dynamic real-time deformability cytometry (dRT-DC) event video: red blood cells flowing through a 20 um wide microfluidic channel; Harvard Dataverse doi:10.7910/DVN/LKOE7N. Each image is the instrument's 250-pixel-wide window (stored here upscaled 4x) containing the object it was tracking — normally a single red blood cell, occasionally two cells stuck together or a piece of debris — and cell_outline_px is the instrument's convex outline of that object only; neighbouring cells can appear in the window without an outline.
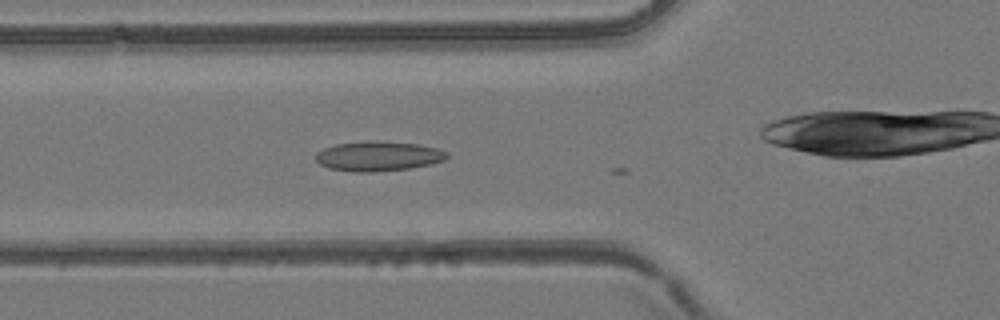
{"species": "common noctule bat (a hibernating species)", "species_latin": "Nyctalus noctula", "temperature_condition": "room temperature", "stored_images_in_passage": 10, "camera_frame_rate_fps": 3000, "um_per_image_px": 0.085, "animal": {"sex": "female", "body_mass_g": 24.6, "forearm_length_mm": 56.2}, "frame": {"image": 1, "passage_image": 6, "time_ms": 1.667, "image_size_px": [1000, 320], "cell_outline_px": [[448, 156], [444, 160], [428, 164], [408, 168], [372, 172], [352, 172], [328, 168], [320, 164], [316, 160], [316, 152], [324, 148], [336, 144], [368, 140], [420, 144], [440, 148], [448, 152]], "centroid_in_image_um": [32.14, 13.26], "position_along_channel_um": 93.7, "area_um2": 22.83}}
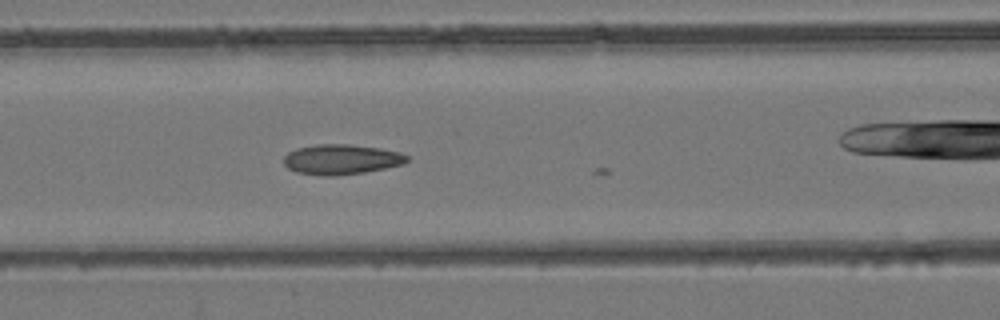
{"frame": {"image": 2, "passage_image": 9, "time_ms": 2.667, "image_size_px": [1000, 320], "cell_outline_px": [[408, 160], [404, 164], [364, 172], [336, 176], [324, 176], [296, 172], [288, 168], [284, 164], [284, 156], [288, 152], [296, 148], [316, 144], [348, 144], [380, 148], [400, 152], [408, 156]], "centroid_in_image_um": [29.0, 13.55], "position_along_channel_um": 137.6, "area_um2": 21.68}}